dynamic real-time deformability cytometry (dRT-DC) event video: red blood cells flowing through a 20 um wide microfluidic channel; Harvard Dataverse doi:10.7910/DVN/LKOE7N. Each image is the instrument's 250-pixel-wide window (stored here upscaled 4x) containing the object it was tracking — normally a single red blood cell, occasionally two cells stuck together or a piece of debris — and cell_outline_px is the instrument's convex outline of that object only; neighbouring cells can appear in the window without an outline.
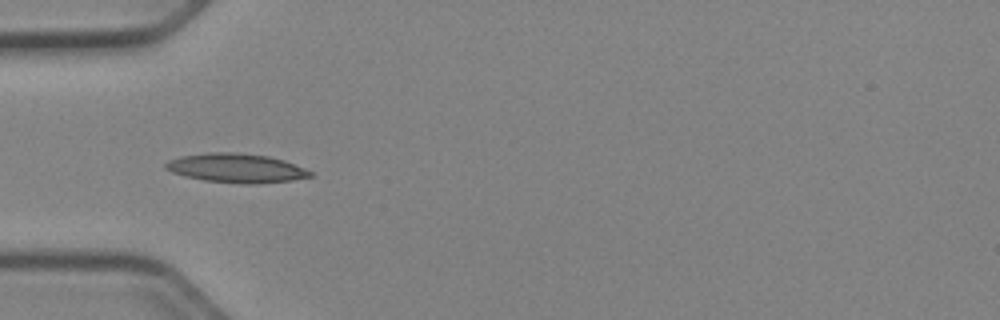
{"species": "Egyptian fruit bat (a non-hibernating species)", "species_latin": "Rousettus aegyptiacus", "temperature_condition": "cold", "stored_images_in_passage": 51, "camera_frame_rate_fps": 3000, "um_per_image_px": 0.085, "animal": {"sex": "female"}, "frame": {"image": 1, "passage_image": 16, "time_ms": 5.0, "image_size_px": [1000, 320], "cell_outline_px": [[312, 176], [292, 180], [252, 184], [244, 184], [204, 180], [184, 176], [172, 172], [164, 168], [164, 164], [168, 160], [180, 156], [208, 152], [236, 152], [268, 156], [284, 160], [304, 168], [312, 172]], "centroid_in_image_um": [20.04, 14.28], "position_along_channel_um": 65.0, "area_um2": 24.51}}
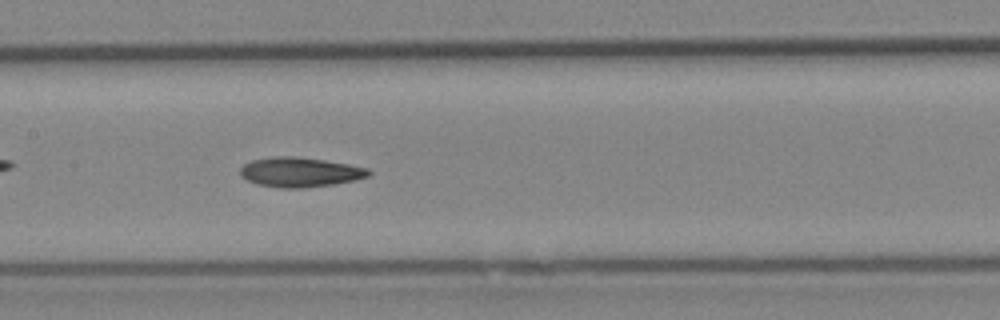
{"frame": {"image": 2, "passage_image": 25, "time_ms": 8.0, "image_size_px": [1000, 320], "cell_outline_px": [[372, 172], [368, 176], [356, 180], [332, 184], [304, 188], [280, 188], [256, 184], [240, 176], [240, 168], [244, 164], [252, 160], [272, 156], [296, 156], [324, 160], [348, 164], [368, 168]], "centroid_in_image_um": [25.48, 14.63], "position_along_channel_um": 181.9, "area_um2": 22.31}}
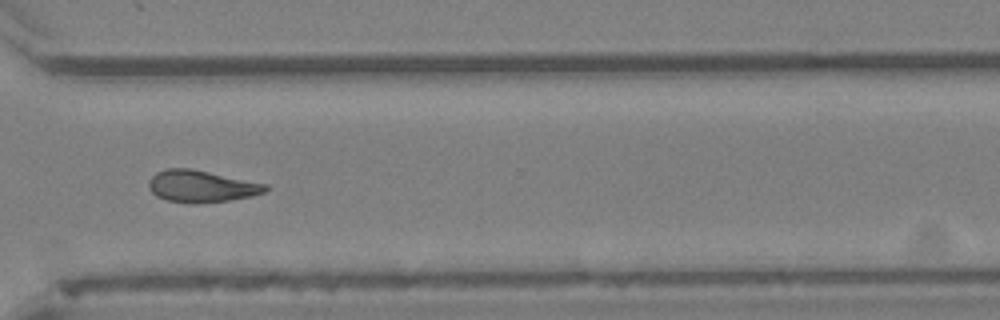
{"frame": {"image": 3, "passage_image": 38, "time_ms": 12.333, "image_size_px": [1000, 320], "cell_outline_px": [[268, 188], [264, 192], [252, 196], [228, 200], [168, 200], [156, 196], [148, 188], [148, 180], [156, 172], [168, 168], [192, 168], [268, 184]], "centroid_in_image_um": [17.12, 15.77], "position_along_channel_um": 353.5, "area_um2": 20.92}, "authors_computed_cell_mechanics": {"area_um2": 21.5016, "velocity_mm_per_s": 3.9532, "shape_relaxation_time_tau1_ms": 6.9479, "shape_relaxation_time_tau2_ms": 10.1907, "deformation_change_tau1": 0.1742, "deformation_change_tau2": 0.2033}}